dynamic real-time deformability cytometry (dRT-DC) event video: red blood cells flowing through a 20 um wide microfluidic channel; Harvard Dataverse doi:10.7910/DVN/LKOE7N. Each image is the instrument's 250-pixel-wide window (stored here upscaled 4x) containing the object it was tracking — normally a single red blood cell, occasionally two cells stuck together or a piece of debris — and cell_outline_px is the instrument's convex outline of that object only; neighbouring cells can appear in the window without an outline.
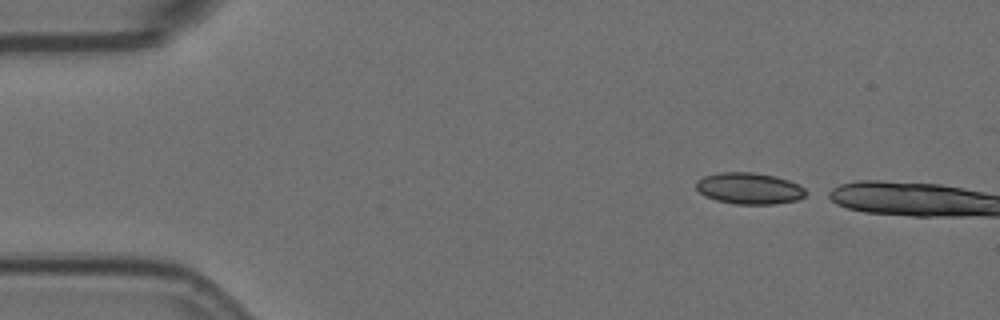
{"species": "Egyptian fruit bat (a non-hibernating species)", "species_latin": "Rousettus aegyptiacus", "temperature_condition": "room temperature", "stored_images_in_passage": 2, "camera_frame_rate_fps": 3000, "um_per_image_px": 0.085, "animal": {"sex": "female"}, "frame": {"image": 1, "passage_image": 1, "time_ms": 0.0, "image_size_px": [1000, 320], "cell_outline_px": [[812, 192], [796, 200], [772, 204], [736, 204], [716, 200], [704, 196], [696, 188], [696, 180], [704, 176], [720, 172], [752, 172], [772, 176], [788, 180]], "centroid_in_image_um": [63.68, 16.01], "position_along_channel_um": 21.3, "area_um2": 20.06}}